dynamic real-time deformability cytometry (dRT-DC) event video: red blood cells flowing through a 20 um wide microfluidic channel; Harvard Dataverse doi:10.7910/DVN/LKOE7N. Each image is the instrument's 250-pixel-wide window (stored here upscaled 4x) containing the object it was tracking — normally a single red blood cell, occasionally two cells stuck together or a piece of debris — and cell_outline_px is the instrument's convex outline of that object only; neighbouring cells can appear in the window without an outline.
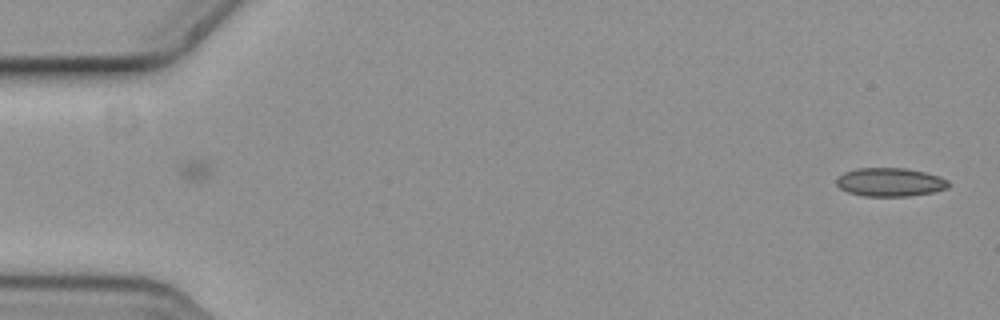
{"species": "common noctule bat (a hibernating species)", "species_latin": "Nyctalus noctula", "temperature_condition": "cold", "stored_images_in_passage": 4, "camera_frame_rate_fps": 3000, "um_per_image_px": 0.085, "animal": {"sex": "female", "body_mass_g": 19.3, "forearm_length_mm": 54.1}, "frame": {"image": 1, "passage_image": 1, "time_ms": 0.0, "image_size_px": [1000, 320], "cell_outline_px": [[948, 188], [932, 192], [908, 196], [864, 196], [848, 192], [840, 188], [836, 184], [836, 180], [844, 172], [856, 168], [904, 168], [924, 172], [940, 176], [948, 180]], "centroid_in_image_um": [75.65, 15.48], "position_along_channel_um": 9.4, "area_um2": 18.55}}